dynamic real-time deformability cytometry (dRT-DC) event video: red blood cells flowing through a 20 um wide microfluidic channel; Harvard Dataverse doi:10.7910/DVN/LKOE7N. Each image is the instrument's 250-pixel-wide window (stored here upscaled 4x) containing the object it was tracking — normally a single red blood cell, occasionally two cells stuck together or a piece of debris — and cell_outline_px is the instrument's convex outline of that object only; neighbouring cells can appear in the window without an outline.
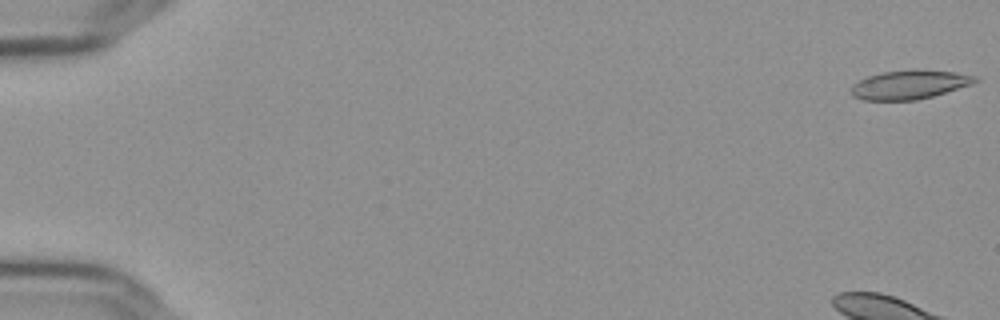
{"species": "Egyptian fruit bat (a non-hibernating species)", "species_latin": "Rousettus aegyptiacus", "temperature_condition": "cold", "stored_images_in_passage": 58, "camera_frame_rate_fps": 3000, "um_per_image_px": 0.085, "frame": {"image": 1, "passage_image": 1, "time_ms": 0.0, "image_size_px": [1000, 320], "cell_outline_px": [[980, 80], [972, 84], [932, 96], [916, 100], [864, 100], [852, 96], [852, 84], [868, 76], [884, 72], [912, 68], [916, 68], [956, 72], [980, 76]], "centroid_in_image_um": [77.36, 7.17], "position_along_channel_um": 7.6, "area_um2": 21.15}}
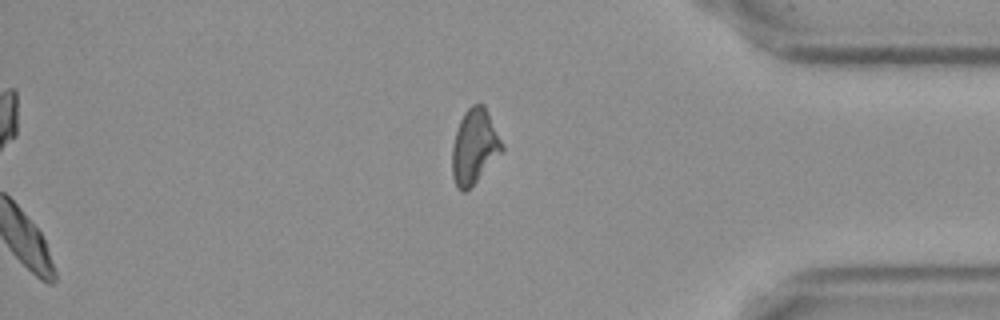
{"frame": {"image": 2, "passage_image": 58, "time_ms": 19.0, "image_size_px": [1000, 320], "cell_outline_px": [[504, 148], [476, 180], [464, 192], [460, 192], [456, 188], [452, 176], [452, 144], [460, 120], [464, 112], [472, 104], [484, 104], [488, 112]], "centroid_in_image_um": [40.28, 12.44], "position_along_channel_um": 394.9, "area_um2": 21.21}}